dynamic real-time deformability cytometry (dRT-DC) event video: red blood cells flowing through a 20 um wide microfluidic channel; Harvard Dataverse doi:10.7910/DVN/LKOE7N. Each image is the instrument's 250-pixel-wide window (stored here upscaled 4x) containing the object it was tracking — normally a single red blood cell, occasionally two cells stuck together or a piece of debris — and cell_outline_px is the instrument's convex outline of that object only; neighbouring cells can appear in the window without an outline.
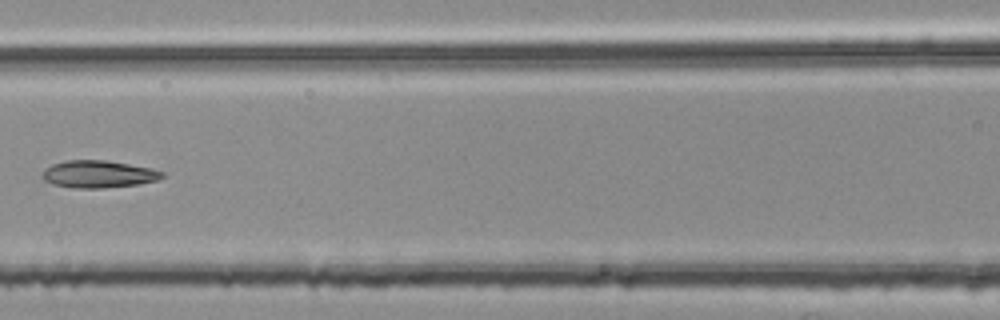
{"species": "common noctule bat (a hibernating species)", "species_latin": "Nyctalus noctula", "temperature_condition": "room temperature", "stored_images_in_passage": 4, "camera_frame_rate_fps": 3000, "um_per_image_px": 0.085, "animal": {"sex": "female", "body_mass_g": 25.1}, "frame": {"image": 1, "passage_image": 4, "time_ms": 1.0, "image_size_px": [1000, 320], "cell_outline_px": [[164, 176], [156, 180], [140, 184], [104, 188], [76, 188], [52, 184], [44, 180], [40, 176], [52, 164], [68, 160], [108, 160], [152, 168], [164, 172]], "centroid_in_image_um": [8.39, 14.8], "position_along_channel_um": 158.2, "area_um2": 19.07}}